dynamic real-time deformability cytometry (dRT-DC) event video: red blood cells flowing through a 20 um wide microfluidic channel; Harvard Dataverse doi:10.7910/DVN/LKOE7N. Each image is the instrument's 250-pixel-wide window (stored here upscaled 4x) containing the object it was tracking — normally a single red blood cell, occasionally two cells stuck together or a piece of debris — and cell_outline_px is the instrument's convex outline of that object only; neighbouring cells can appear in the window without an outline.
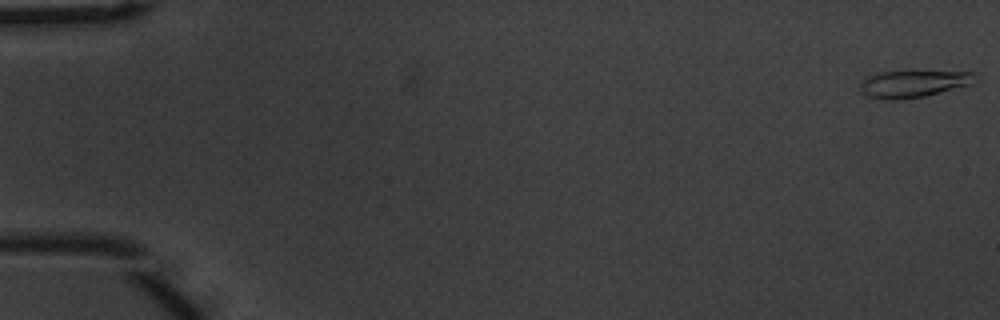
{"species": "common noctule bat (a hibernating species)", "species_latin": "Nyctalus noctula", "temperature_condition": "warm", "stored_images_in_passage": 56, "camera_frame_rate_fps": 3000, "um_per_image_px": 0.085, "animal": {"sex": "male", "body_mass_g": 20.1, "forearm_length_mm": 53.5}, "frame": {"image": 1, "passage_image": 1, "time_ms": 0.0, "image_size_px": [1000, 320], "cell_outline_px": [[976, 76], [972, 84], [924, 96], [896, 100], [880, 100], [868, 96], [860, 88], [860, 84], [864, 76], [880, 72], [912, 68], [972, 72]], "centroid_in_image_um": [77.62, 7.05], "position_along_channel_um": 7.4, "area_um2": 19.19}}
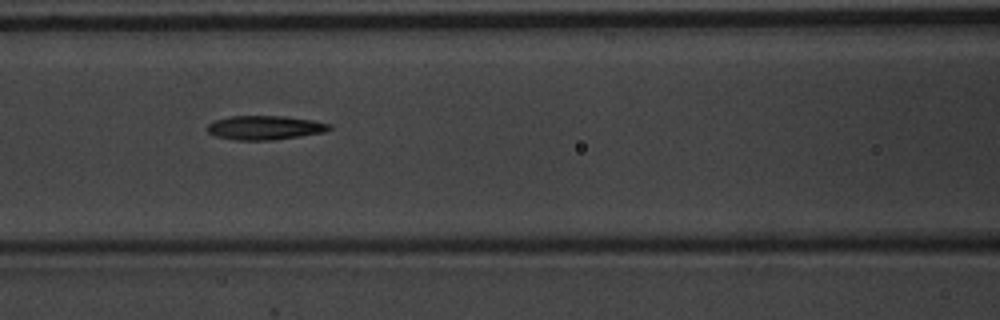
{"frame": {"image": 2, "passage_image": 25, "time_ms": 8.0, "image_size_px": [1000, 320], "cell_outline_px": [[332, 128], [324, 132], [300, 136], [272, 140], [236, 140], [216, 136], [208, 132], [208, 124], [216, 120], [232, 116], [284, 116], [312, 120], [332, 124]], "centroid_in_image_um": [22.55, 10.85], "position_along_channel_um": 144.1, "area_um2": 16.99}}
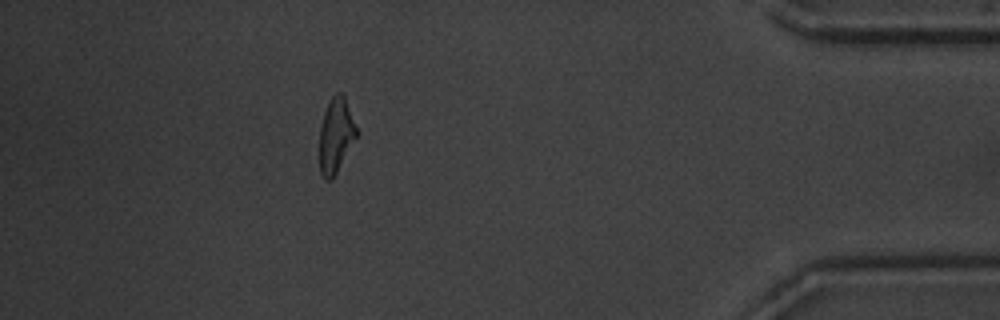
{"frame": {"image": 3, "passage_image": 50, "time_ms": 16.333, "image_size_px": [1000, 320], "cell_outline_px": [[356, 136], [332, 180], [324, 180], [320, 172], [320, 128], [324, 112], [328, 100], [336, 92], [340, 92], [344, 96], [356, 128]], "centroid_in_image_um": [28.51, 11.5], "position_along_channel_um": 406.7, "area_um2": 15.72}, "authors_computed_cell_mechanics": {"area_um2": 16.9643, "velocity_mm_per_s": 3.7014, "shape_relaxation_time_tau1_ms": 3.9814, "shape_relaxation_time_tau2_ms": 4.7643, "deformation_change_tau1": 0.1856, "deformation_change_tau2": 0.1621}}